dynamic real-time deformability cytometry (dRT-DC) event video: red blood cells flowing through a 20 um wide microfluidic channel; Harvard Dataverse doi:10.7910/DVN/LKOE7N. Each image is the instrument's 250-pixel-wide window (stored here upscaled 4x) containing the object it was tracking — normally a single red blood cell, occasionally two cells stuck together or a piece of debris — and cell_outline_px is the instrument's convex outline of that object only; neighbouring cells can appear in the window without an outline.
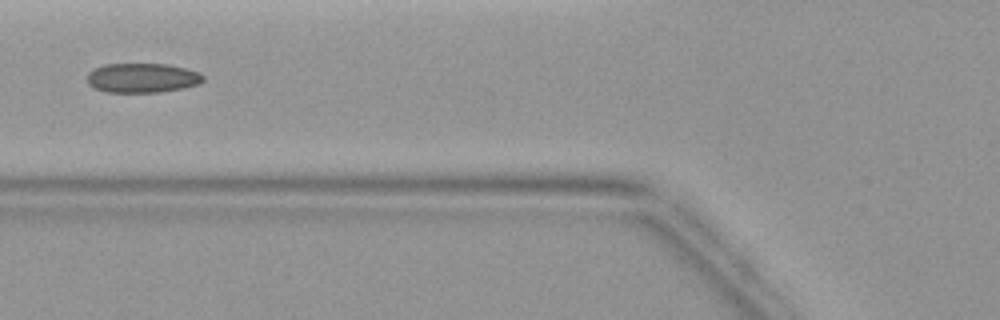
{"species": "common noctule bat (a hibernating species)", "species_latin": "Nyctalus noctula", "temperature_condition": "warm", "stored_images_in_passage": 5, "camera_frame_rate_fps": 3000, "um_per_image_px": 0.085, "animal": {"sex": "female", "body_mass_g": 19.9}, "frame": {"image": 1, "passage_image": 5, "time_ms": 4.667, "image_size_px": [1000, 320], "cell_outline_px": [[204, 80], [200, 84], [184, 88], [160, 92], [104, 92], [92, 88], [88, 84], [88, 72], [104, 64], [168, 64], [200, 72], [204, 76]], "centroid_in_image_um": [12.1, 6.63], "position_along_channel_um": 113.7, "area_um2": 20.11}}